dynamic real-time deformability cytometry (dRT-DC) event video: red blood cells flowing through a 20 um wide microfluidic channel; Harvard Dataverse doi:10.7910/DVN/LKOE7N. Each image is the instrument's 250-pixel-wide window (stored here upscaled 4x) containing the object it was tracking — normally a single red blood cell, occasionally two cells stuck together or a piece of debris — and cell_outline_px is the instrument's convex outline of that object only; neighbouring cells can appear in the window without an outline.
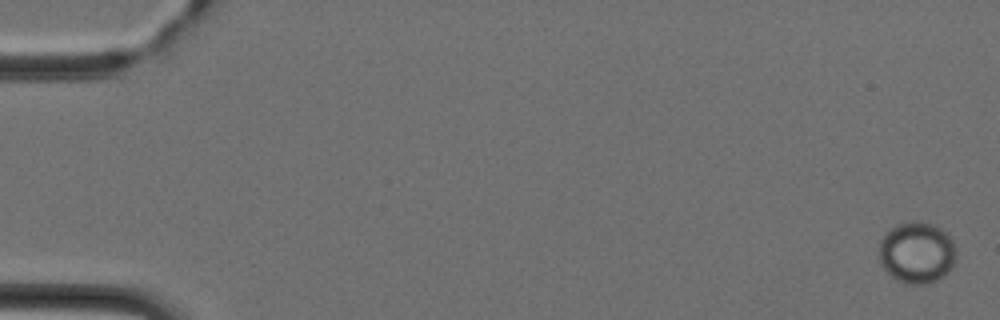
{"species": "Egyptian fruit bat (a non-hibernating species)", "species_latin": "Rousettus aegyptiacus", "temperature_condition": "cold", "stored_images_in_passage": 49, "camera_frame_rate_fps": 3000, "um_per_image_px": 0.085, "animal": {"sex": "female"}, "frame": {"image": 1, "passage_image": 2, "time_ms": 0.333, "image_size_px": [1000, 320], "cell_outline_px": [[956, 260], [952, 268], [944, 276], [928, 284], [908, 284], [896, 280], [880, 264], [880, 240], [896, 224], [912, 220], [920, 220], [932, 224], [948, 232], [956, 244]], "centroid_in_image_um": [77.98, 21.46], "position_along_channel_um": 7.0, "area_um2": 28.09}}
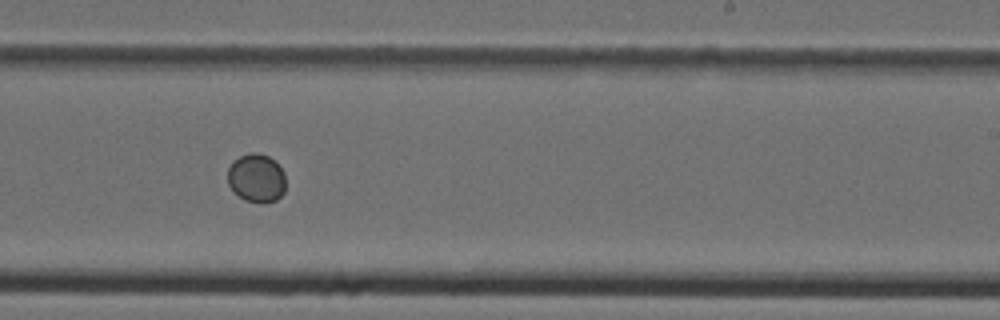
{"frame": {"image": 2, "passage_image": 31, "time_ms": 10.0, "image_size_px": [1000, 320], "cell_outline_px": [[284, 192], [276, 200], [264, 204], [260, 204], [244, 200], [228, 184], [228, 168], [232, 160], [240, 156], [252, 152], [256, 152], [268, 156], [284, 172]], "centroid_in_image_um": [21.78, 15.15], "position_along_channel_um": 267.2, "area_um2": 16.36}}
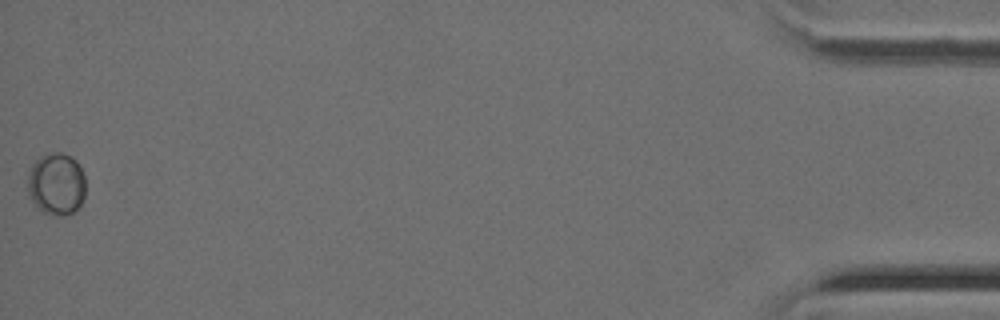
{"frame": {"image": 3, "passage_image": 49, "time_ms": 16.0, "image_size_px": [1000, 320], "cell_outline_px": [[84, 200], [80, 208], [72, 212], [56, 216], [52, 216], [44, 212], [28, 196], [28, 172], [32, 164], [40, 156], [52, 152], [60, 152], [72, 156], [76, 160], [84, 176]], "centroid_in_image_um": [4.79, 15.63], "position_along_channel_um": 430.4, "area_um2": 21.1}}